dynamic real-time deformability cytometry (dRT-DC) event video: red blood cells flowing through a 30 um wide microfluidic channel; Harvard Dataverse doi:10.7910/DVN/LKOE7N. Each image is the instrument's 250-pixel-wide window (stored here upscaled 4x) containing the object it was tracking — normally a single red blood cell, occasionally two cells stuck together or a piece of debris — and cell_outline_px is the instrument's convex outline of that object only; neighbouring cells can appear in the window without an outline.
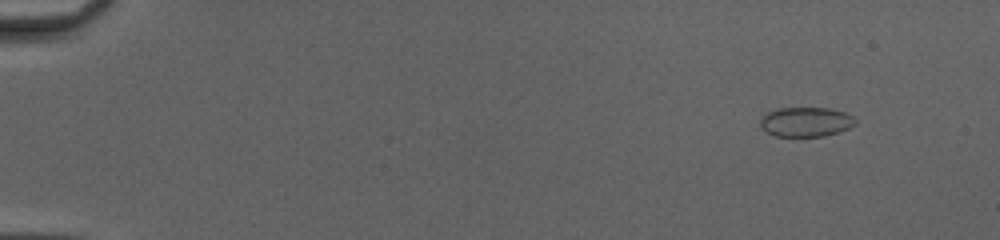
{"species": "common noctule bat (a hibernating species)", "species_latin": "Nyctalus noctula", "temperature_condition": "cold", "stored_images_in_passage": 52, "camera_frame_rate_fps": 3000, "um_per_image_px": 0.085, "animal": {"sex": "female", "body_mass_g": 20.0, "forearm_length_mm": 54.0}, "frame": {"image": 1, "passage_image": 6, "time_ms": 1.667, "image_size_px": [1000, 240], "cell_outline_px": [[856, 124], [840, 132], [824, 136], [776, 136], [768, 132], [760, 124], [760, 120], [768, 112], [780, 108], [832, 108], [844, 112], [852, 116], [856, 120]], "centroid_in_image_um": [68.55, 10.36], "position_along_channel_um": 16.5, "area_um2": 16.24}}
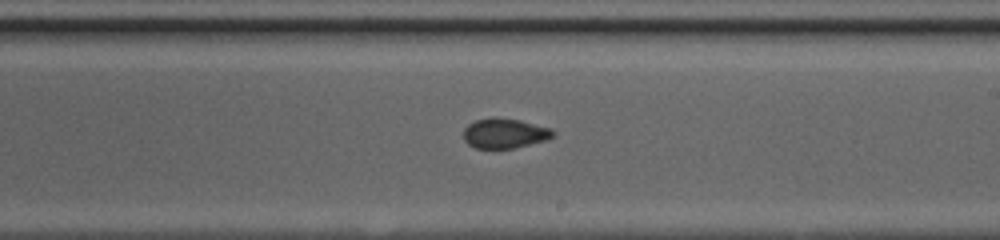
{"frame": {"image": 2, "passage_image": 33, "time_ms": 10.667, "image_size_px": [1000, 240], "cell_outline_px": [[556, 132], [548, 140], [512, 148], [476, 148], [468, 144], [464, 140], [464, 128], [468, 124], [476, 120], [492, 116], [520, 120], [552, 128]], "centroid_in_image_um": [42.9, 11.32], "position_along_channel_um": 246.1, "area_um2": 15.72}}
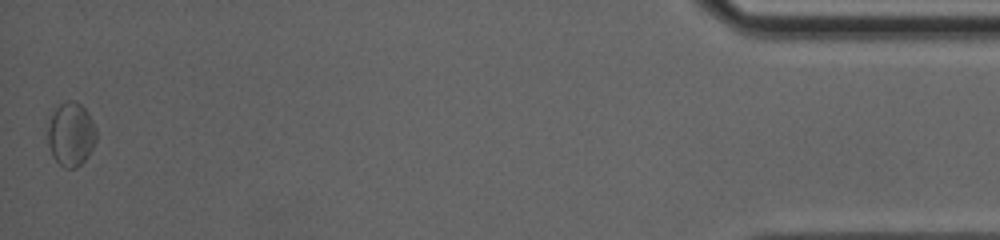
{"frame": {"image": 3, "passage_image": 52, "time_ms": 17.0, "image_size_px": [1000, 240], "cell_outline_px": [[96, 140], [88, 156], [76, 168], [64, 168], [52, 156], [48, 144], [48, 128], [52, 116], [56, 108], [60, 104], [68, 100], [72, 100], [80, 104], [88, 112], [96, 128]], "centroid_in_image_um": [6.04, 11.42], "position_along_channel_um": 429.2, "area_um2": 17.86}, "authors_computed_cell_mechanics": {"area_um2": 16.0684, "velocity_mm_per_s": 4.1647, "shape_relaxation_time_tau1_ms": null, "shape_relaxation_time_tau2_ms": 0.9442, "deformation_change_tau1": null, "deformation_change_tau2": 0.044}}